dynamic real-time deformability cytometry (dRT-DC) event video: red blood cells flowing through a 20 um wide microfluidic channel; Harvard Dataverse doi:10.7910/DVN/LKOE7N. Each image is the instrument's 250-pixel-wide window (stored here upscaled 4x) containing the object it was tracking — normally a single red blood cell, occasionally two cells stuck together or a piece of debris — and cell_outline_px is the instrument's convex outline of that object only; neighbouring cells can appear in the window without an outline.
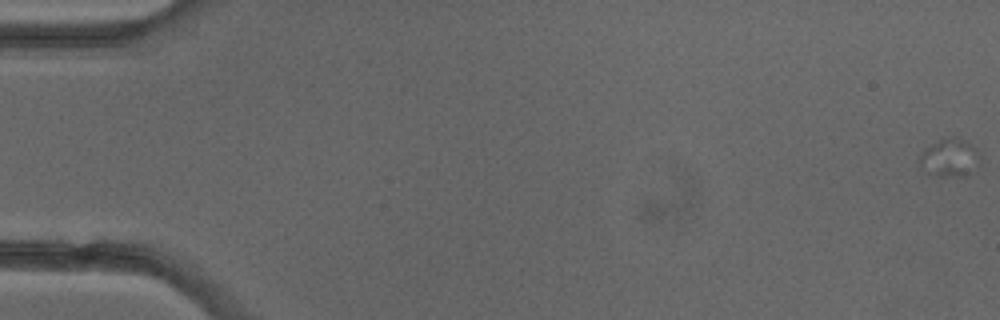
{"species": "common noctule bat (a hibernating species)", "species_latin": "Nyctalus noctula", "temperature_condition": "cold", "stored_images_in_passage": 4, "camera_frame_rate_fps": 3000, "um_per_image_px": 0.085, "animal": {"sex": "female"}, "frame": {"image": 1, "passage_image": 1, "time_ms": 0.0, "image_size_px": [1000, 320], "cell_outline_px": [[976, 156], [968, 176], [936, 176], [924, 172], [920, 164], [920, 156], [932, 144], [948, 136], [964, 140], [976, 148]], "centroid_in_image_um": [80.64, 13.42], "position_along_channel_um": 4.4, "area_um2": 12.6}}